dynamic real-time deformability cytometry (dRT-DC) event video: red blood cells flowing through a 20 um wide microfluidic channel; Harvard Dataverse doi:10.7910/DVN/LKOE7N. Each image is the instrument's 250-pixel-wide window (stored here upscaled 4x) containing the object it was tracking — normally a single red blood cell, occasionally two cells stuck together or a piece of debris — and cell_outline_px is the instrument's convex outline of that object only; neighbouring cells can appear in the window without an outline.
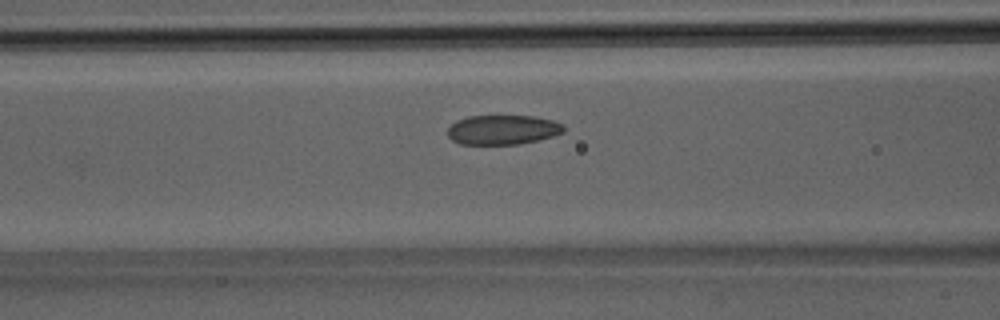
{"species": "Egyptian fruit bat (a non-hibernating species)", "species_latin": "Rousettus aegyptiacus", "temperature_condition": "room temperature", "stored_images_in_passage": 35, "camera_frame_rate_fps": 3000, "um_per_image_px": 0.085, "animal": {"sex": "male"}, "frame": {"image": 1, "passage_image": 12, "time_ms": 3.667, "image_size_px": [1000, 320], "cell_outline_px": [[564, 132], [552, 136], [520, 144], [460, 144], [452, 140], [448, 136], [448, 128], [456, 120], [468, 116], [536, 116], [552, 120], [564, 124]], "centroid_in_image_um": [42.73, 11.02], "position_along_channel_um": 123.9, "area_um2": 20.0}}
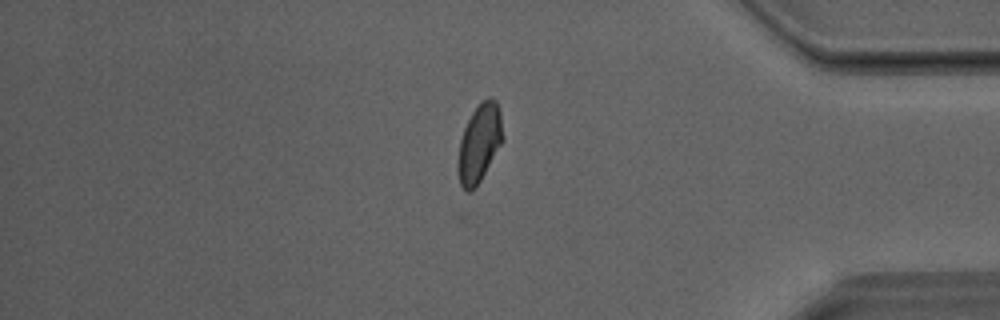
{"frame": {"image": 2, "passage_image": 29, "time_ms": 9.333, "image_size_px": [1000, 320], "cell_outline_px": [[504, 140], [476, 188], [472, 192], [468, 192], [460, 184], [456, 168], [460, 140], [464, 128], [472, 112], [480, 100], [488, 96], [492, 96], [496, 100], [500, 112], [504, 136]], "centroid_in_image_um": [40.75, 12.15], "position_along_channel_um": 394.4, "area_um2": 20.87}}
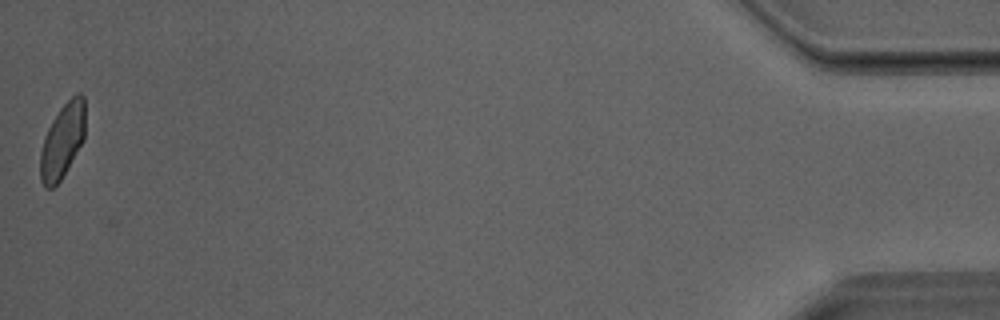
{"frame": {"image": 3, "passage_image": 35, "time_ms": 11.333, "image_size_px": [1000, 320], "cell_outline_px": [[84, 140], [60, 180], [52, 188], [44, 188], [40, 180], [40, 152], [44, 136], [52, 120], [60, 108], [76, 92], [80, 92], [84, 96]], "centroid_in_image_um": [5.29, 11.96], "position_along_channel_um": 429.9, "area_um2": 19.48}}